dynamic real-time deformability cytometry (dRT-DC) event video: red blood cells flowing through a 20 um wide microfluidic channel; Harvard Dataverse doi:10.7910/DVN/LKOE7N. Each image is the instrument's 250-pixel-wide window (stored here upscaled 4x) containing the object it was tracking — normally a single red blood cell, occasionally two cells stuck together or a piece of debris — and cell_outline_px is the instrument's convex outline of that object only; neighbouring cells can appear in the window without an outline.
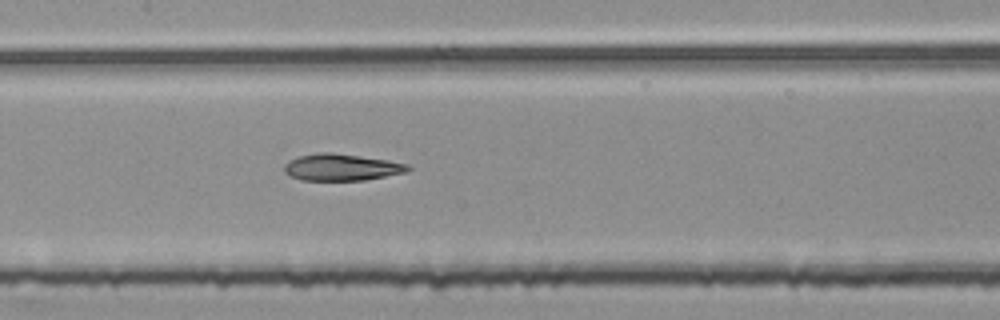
{"species": "common noctule bat (a hibernating species)", "species_latin": "Nyctalus noctula", "temperature_condition": "room temperature", "stored_images_in_passage": 54, "segment_of_instrument_passage": [2, 2], "camera_frame_rate_fps": 3000, "um_per_image_px": 0.085, "animal": {"sex": "female", "body_mass_g": 25.1}, "frame": {"image": 1, "passage_image": 26, "time_ms": 8.333, "image_size_px": [1000, 320], "cell_outline_px": [[412, 168], [408, 172], [364, 180], [300, 180], [288, 176], [284, 172], [284, 164], [296, 156], [320, 152], [332, 152], [388, 160], [408, 164]], "centroid_in_image_um": [29.0, 14.22], "position_along_channel_um": 178.4, "area_um2": 19.48}}
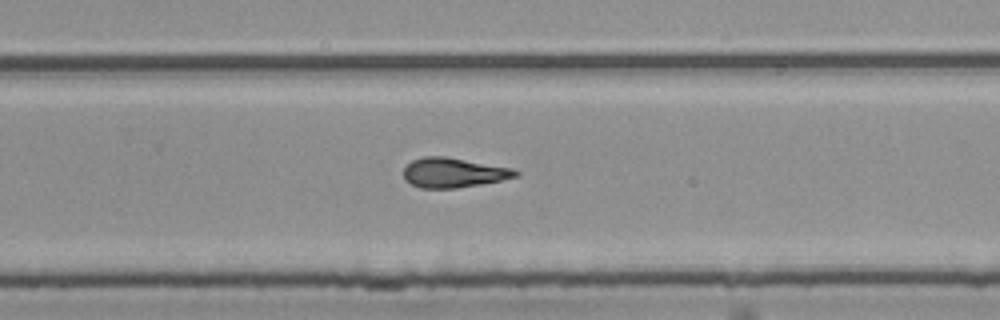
{"frame": {"image": 2, "passage_image": 35, "time_ms": 11.333, "image_size_px": [1000, 320], "cell_outline_px": [[520, 172], [516, 176], [500, 180], [480, 184], [456, 188], [420, 188], [404, 180], [404, 168], [412, 160], [424, 156], [444, 156], [512, 168]], "centroid_in_image_um": [38.51, 14.67], "position_along_channel_um": 291.3, "area_um2": 19.19}}
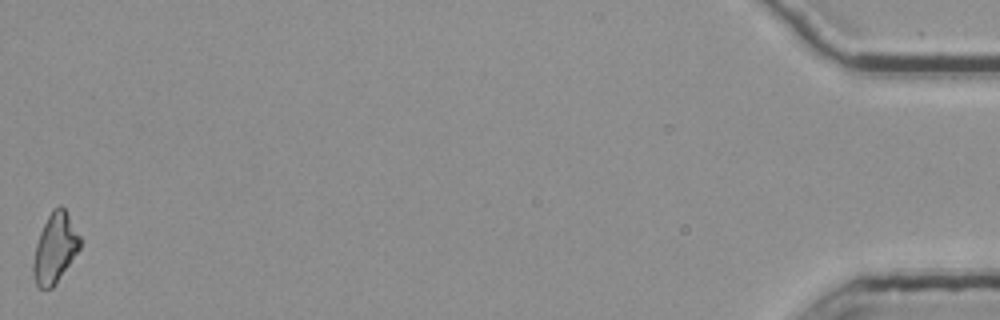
{"frame": {"image": 3, "passage_image": 54, "time_ms": 17.667, "image_size_px": [1000, 320], "cell_outline_px": [[80, 248], [52, 288], [40, 288], [36, 284], [32, 272], [32, 264], [36, 244], [40, 232], [52, 208], [60, 204], [64, 208], [80, 236]], "centroid_in_image_um": [4.65, 21.08], "position_along_channel_um": 430.5, "area_um2": 18.67}}